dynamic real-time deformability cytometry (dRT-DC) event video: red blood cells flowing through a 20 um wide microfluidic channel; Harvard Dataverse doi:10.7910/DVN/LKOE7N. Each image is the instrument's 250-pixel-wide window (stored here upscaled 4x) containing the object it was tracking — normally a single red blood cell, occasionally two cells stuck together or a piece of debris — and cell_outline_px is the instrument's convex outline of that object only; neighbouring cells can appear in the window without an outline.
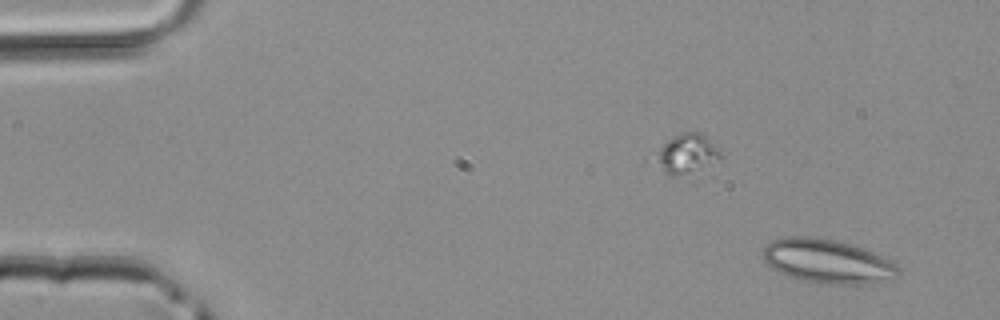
{"species": "common noctule bat (a hibernating species)", "species_latin": "Nyctalus noctula", "temperature_condition": "room temperature", "stored_images_in_passage": 3, "segment_of_instrument_passage": [2, 2], "camera_frame_rate_fps": 3000, "um_per_image_px": 0.085, "animal": {"sex": "male", "body_mass_g": 20.4}, "frame": {"image": 1, "passage_image": 3, "time_ms": 0.667, "image_size_px": [1000, 320], "cell_outline_px": [[900, 276], [892, 280], [856, 284], [820, 284], [800, 280], [780, 272], [772, 268], [764, 260], [760, 252], [772, 240], [784, 236], [812, 236], [836, 240], [852, 244], [864, 248], [896, 264], [900, 268]], "centroid_in_image_um": [70.33, 22.2], "position_along_channel_um": 14.7, "area_um2": 35.03}}